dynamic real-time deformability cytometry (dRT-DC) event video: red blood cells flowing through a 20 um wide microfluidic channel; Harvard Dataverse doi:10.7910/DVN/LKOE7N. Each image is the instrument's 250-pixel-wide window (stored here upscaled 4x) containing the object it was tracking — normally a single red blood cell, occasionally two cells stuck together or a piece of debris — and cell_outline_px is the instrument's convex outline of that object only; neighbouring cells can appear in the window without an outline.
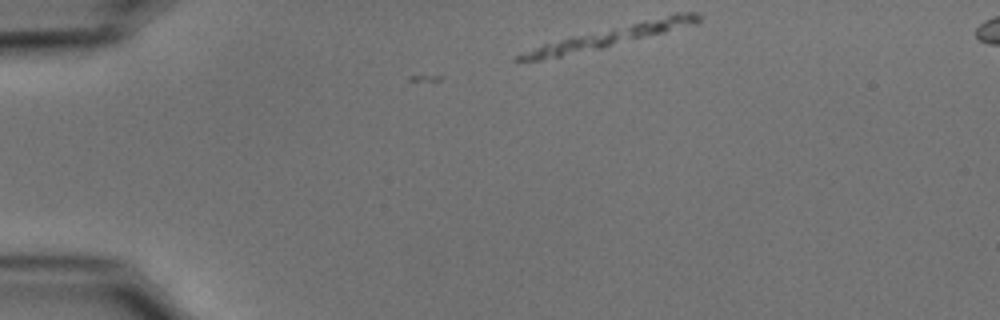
{"species": "common noctule bat (a hibernating species)", "species_latin": "Nyctalus noctula", "temperature_condition": "cold", "stored_images_in_passage": 2, "camera_frame_rate_fps": 3000, "um_per_image_px": 0.085, "animal": {"sex": "male", "body_mass_g": 15.6}, "frame": {"image": 1, "passage_image": 2, "time_ms": 0.333, "image_size_px": [1000, 320], "cell_outline_px": [[700, 24], [600, 48], [540, 60], [512, 60], [516, 56], [544, 44], [568, 36], [676, 12], [696, 12], [700, 16]], "centroid_in_image_um": [52.02, 3.04], "position_along_channel_um": 33.0, "area_um2": 21.96}}